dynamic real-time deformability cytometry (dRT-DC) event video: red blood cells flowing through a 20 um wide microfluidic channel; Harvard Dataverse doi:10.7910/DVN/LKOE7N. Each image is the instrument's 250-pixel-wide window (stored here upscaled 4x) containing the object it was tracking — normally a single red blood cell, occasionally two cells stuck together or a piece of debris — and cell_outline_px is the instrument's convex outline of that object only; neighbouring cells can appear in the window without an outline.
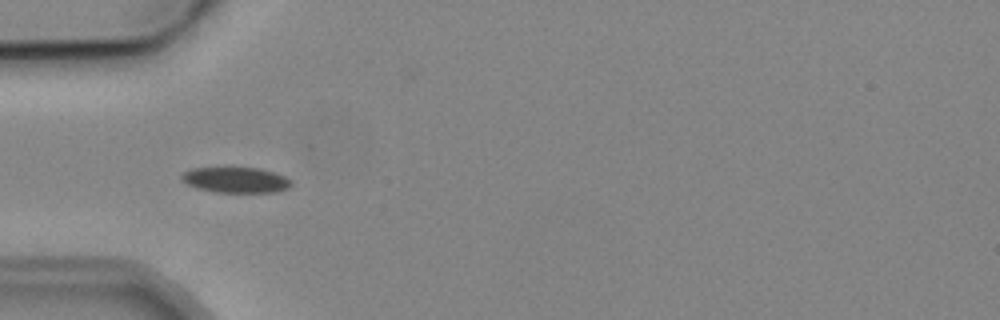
{"species": "common noctule bat (a hibernating species)", "species_latin": "Nyctalus noctula", "temperature_condition": "cold", "stored_images_in_passage": 5, "camera_frame_rate_fps": 3000, "um_per_image_px": 0.085, "animal": {"sex": "male", "body_mass_g": 19.2, "forearm_length_mm": 51.8}, "frame": {"image": 1, "passage_image": 4, "time_ms": 3.667, "image_size_px": [1000, 320], "cell_outline_px": [[292, 184], [288, 188], [276, 192], [216, 192], [196, 188], [180, 180], [180, 176], [184, 172], [192, 168], [224, 164], [260, 168], [284, 176], [292, 180]], "centroid_in_image_um": [19.98, 15.23], "position_along_channel_um": 65.0, "area_um2": 17.28}}